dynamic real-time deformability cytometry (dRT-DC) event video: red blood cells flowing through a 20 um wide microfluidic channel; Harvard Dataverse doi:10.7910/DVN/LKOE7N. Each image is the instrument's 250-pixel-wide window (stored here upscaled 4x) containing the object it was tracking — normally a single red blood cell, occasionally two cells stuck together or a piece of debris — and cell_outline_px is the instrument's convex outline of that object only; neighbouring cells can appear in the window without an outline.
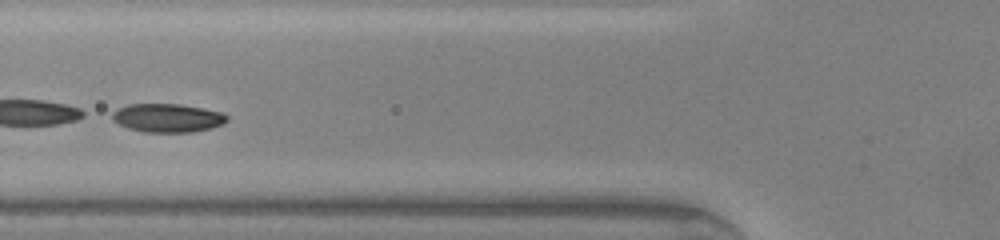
{"species": "common noctule bat (a hibernating species)", "species_latin": "Nyctalus noctula", "temperature_condition": "warm", "stored_images_in_passage": 37, "camera_frame_rate_fps": 3000, "um_per_image_px": 0.085, "animal": {"sex": "male", "body_mass_g": 20.0, "forearm_length_mm": 53.3}, "frame": {"image": 1, "passage_image": 11, "time_ms": 3.333, "image_size_px": [1000, 240], "cell_outline_px": [[228, 120], [224, 124], [212, 128], [192, 132], [144, 132], [128, 128], [112, 120], [112, 112], [116, 108], [128, 104], [180, 104], [220, 112], [228, 116]], "centroid_in_image_um": [14.22, 10.02], "position_along_channel_um": 111.6, "area_um2": 19.13}, "authors_computed_cell_mechanics": {"area_um2": 19.1896, "velocity_mm_per_s": 4.2112, "shape_relaxation_time_tau1_ms": 0.2868, "shape_relaxation_time_tau2_ms": null, "deformation_change_tau1": 0.2531, "deformation_change_tau2": null}}